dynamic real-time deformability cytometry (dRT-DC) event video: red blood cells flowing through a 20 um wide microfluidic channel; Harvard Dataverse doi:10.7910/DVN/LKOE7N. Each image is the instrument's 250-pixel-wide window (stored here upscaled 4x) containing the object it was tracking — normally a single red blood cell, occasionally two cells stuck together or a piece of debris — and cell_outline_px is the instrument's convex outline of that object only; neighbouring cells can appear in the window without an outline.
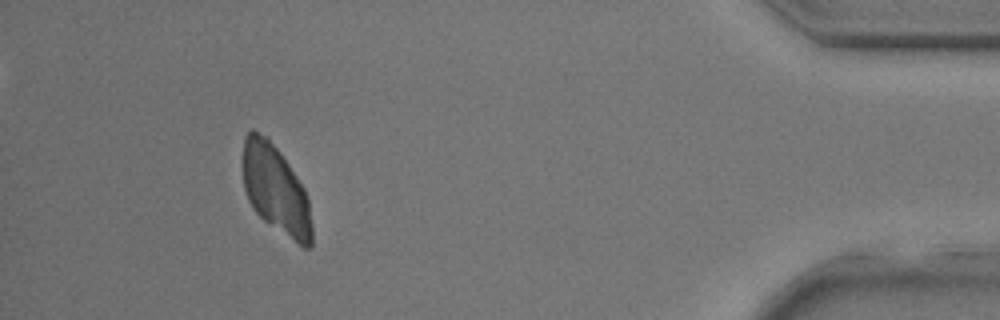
{"species": "common noctule bat (a hibernating species)", "species_latin": "Nyctalus noctula", "temperature_condition": "room temperature", "stored_images_in_passage": 26, "camera_frame_rate_fps": 3000, "um_per_image_px": 0.085, "animal": {"sex": "male", "body_mass_g": 17.9, "forearm_length_mm": 54.2}, "frame": {"image": 1, "passage_image": 23, "time_ms": 7.333, "image_size_px": [1000, 320], "cell_outline_px": [[312, 244], [308, 248], [304, 248], [264, 220], [252, 208], [248, 200], [244, 188], [244, 136], [252, 128], [268, 136], [280, 152], [304, 188], [308, 200], [312, 224]], "centroid_in_image_um": [23.44, 16.09], "position_along_channel_um": 411.8, "area_um2": 35.37}}